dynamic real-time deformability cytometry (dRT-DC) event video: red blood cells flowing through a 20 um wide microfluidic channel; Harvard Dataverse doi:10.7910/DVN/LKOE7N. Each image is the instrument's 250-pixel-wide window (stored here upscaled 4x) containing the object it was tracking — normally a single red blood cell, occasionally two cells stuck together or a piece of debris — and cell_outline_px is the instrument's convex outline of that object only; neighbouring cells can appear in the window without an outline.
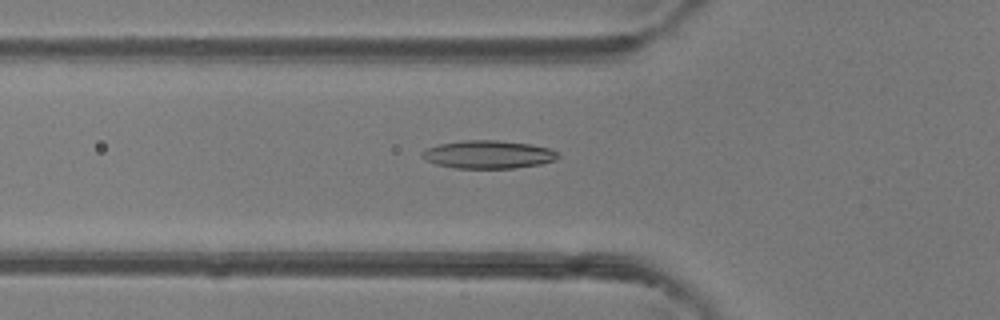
{"species": "common noctule bat (a hibernating species)", "species_latin": "Nyctalus noctula", "temperature_condition": "room temperature", "stored_images_in_passage": 47, "camera_frame_rate_fps": 3000, "um_per_image_px": 0.085, "animal": {"sex": "female"}, "frame": {"image": 1, "passage_image": 17, "time_ms": 5.333, "image_size_px": [1000, 320], "cell_outline_px": [[560, 156], [556, 160], [540, 164], [512, 168], [456, 168], [436, 164], [420, 156], [420, 152], [428, 148], [440, 144], [464, 140], [496, 140], [532, 144], [548, 148], [556, 152]], "centroid_in_image_um": [41.51, 13.13], "position_along_channel_um": 84.3, "area_um2": 22.08}}
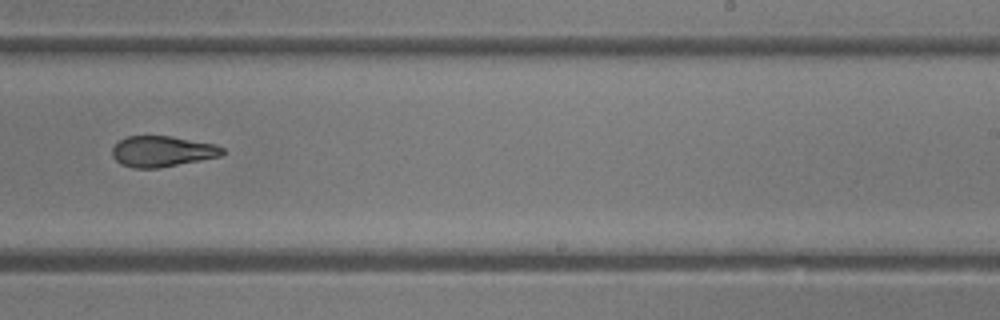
{"frame": {"image": 2, "passage_image": 30, "time_ms": 9.667, "image_size_px": [1000, 320], "cell_outline_px": [[228, 152], [220, 156], [160, 168], [132, 168], [120, 164], [112, 156], [112, 148], [120, 140], [128, 136], [172, 136], [216, 144], [224, 148]], "centroid_in_image_um": [13.81, 12.87], "position_along_channel_um": 275.2, "area_um2": 19.94}}
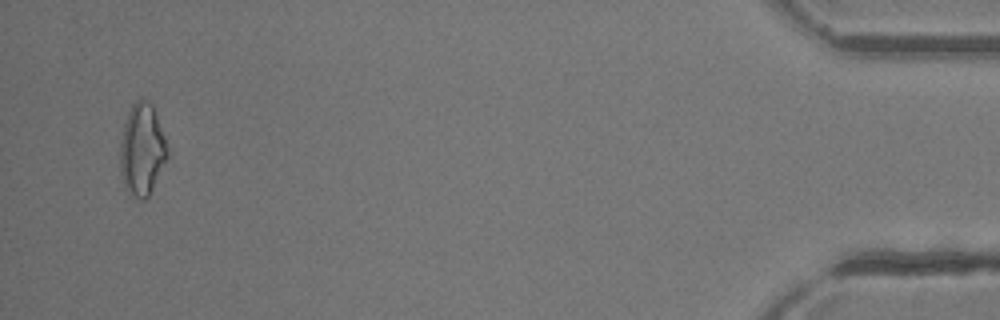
{"frame": {"image": 3, "passage_image": 46, "time_ms": 15.0, "image_size_px": [1000, 320], "cell_outline_px": [[168, 156], [148, 196], [144, 200], [140, 200], [124, 184], [120, 172], [120, 140], [124, 124], [128, 112], [132, 104], [140, 96], [152, 104], [164, 136], [168, 148]], "centroid_in_image_um": [12.06, 12.66], "position_along_channel_um": 423.1, "area_um2": 24.97}, "authors_computed_cell_mechanics": {"area_um2": 21.2704, "velocity_mm_per_s": 4.3887, "shape_relaxation_time_tau1_ms": null, "shape_relaxation_time_tau2_ms": 2.5361, "deformation_change_tau1": null, "deformation_change_tau2": 0.1115}}